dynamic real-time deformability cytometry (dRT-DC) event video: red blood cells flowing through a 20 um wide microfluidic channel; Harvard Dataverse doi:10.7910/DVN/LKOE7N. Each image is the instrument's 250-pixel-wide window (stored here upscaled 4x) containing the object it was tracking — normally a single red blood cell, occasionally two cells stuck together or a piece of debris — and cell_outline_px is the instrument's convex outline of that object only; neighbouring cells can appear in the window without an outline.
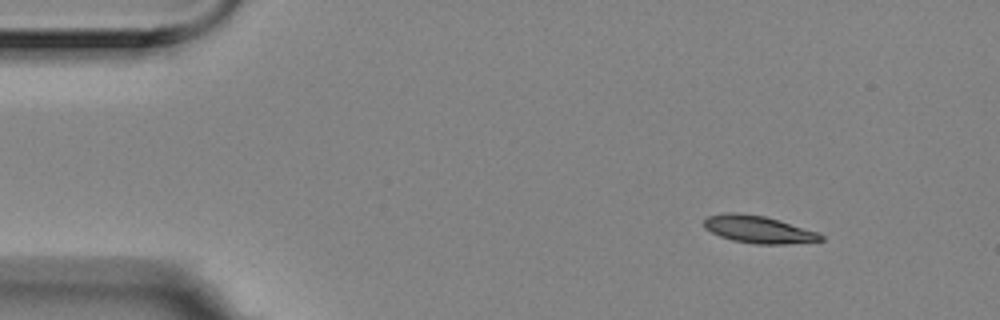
{"species": "Egyptian fruit bat (a non-hibernating species)", "species_latin": "Rousettus aegyptiacus", "temperature_condition": "room temperature", "stored_images_in_passage": 10, "camera_frame_rate_fps": 3000, "um_per_image_px": 0.085, "animal": {"sex": "female"}, "frame": {"image": 1, "passage_image": 1, "time_ms": 0.0, "image_size_px": [1000, 320], "cell_outline_px": [[824, 240], [788, 244], [756, 244], [732, 240], [720, 236], [704, 228], [704, 220], [708, 216], [724, 212], [736, 212], [764, 216], [820, 232], [824, 236]], "centroid_in_image_um": [64.48, 19.5], "position_along_channel_um": 20.5, "area_um2": 18.67}}
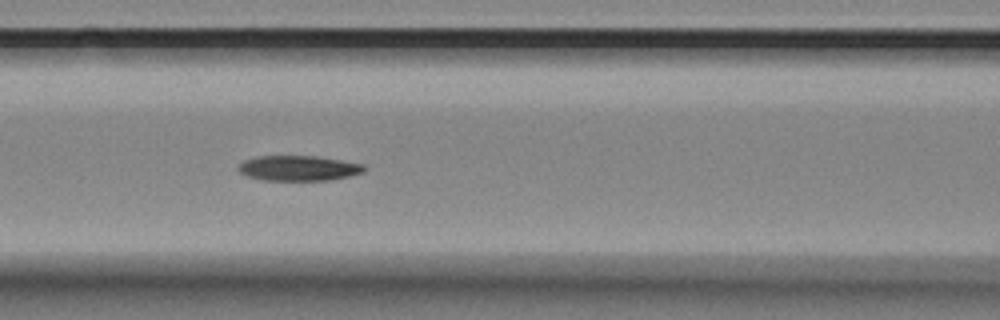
{"frame": {"image": 2, "passage_image": 6, "time_ms": 1.667, "image_size_px": [1000, 320], "cell_outline_px": [[368, 168], [364, 172], [332, 180], [264, 180], [248, 176], [240, 172], [236, 168], [244, 160], [256, 156], [316, 156], [364, 164]], "centroid_in_image_um": [25.39, 14.29], "position_along_channel_um": 141.2, "area_um2": 18.5}}
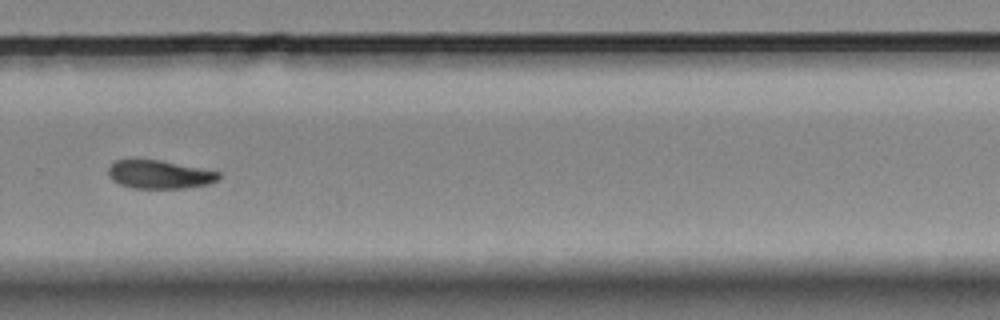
{"frame": {"image": 3, "passage_image": 10, "time_ms": 3.0, "image_size_px": [1000, 320], "cell_outline_px": [[220, 176], [216, 180], [208, 184], [184, 188], [132, 188], [120, 184], [112, 180], [108, 172], [108, 168], [116, 160], [160, 160], [220, 172]], "centroid_in_image_um": [13.54, 14.83], "position_along_channel_um": 316.3, "area_um2": 17.98}}